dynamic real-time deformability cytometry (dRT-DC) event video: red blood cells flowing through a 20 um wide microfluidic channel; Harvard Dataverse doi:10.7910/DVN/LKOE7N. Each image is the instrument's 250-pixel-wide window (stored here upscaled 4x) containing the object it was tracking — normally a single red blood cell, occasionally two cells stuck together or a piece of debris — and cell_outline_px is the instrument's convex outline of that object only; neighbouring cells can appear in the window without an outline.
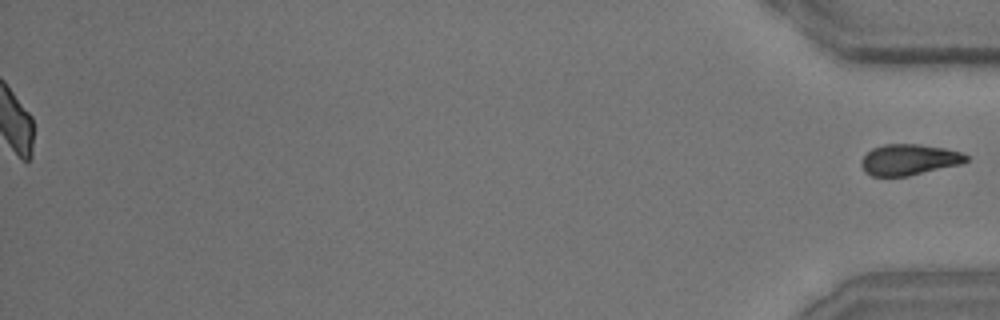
{"species": "common noctule bat (a hibernating species)", "species_latin": "Nyctalus noctula", "temperature_condition": "room temperature", "stored_images_in_passage": 50, "segment_of_instrument_passage": [2, 2], "camera_frame_rate_fps": 3000, "um_per_image_px": 0.085, "animal": {"sex": "male", "body_mass_g": 15.6}, "frame": {"image": 1, "passage_image": 50, "time_ms": 16.333, "image_size_px": [1000, 320], "cell_outline_px": [[968, 160], [960, 164], [908, 176], [872, 176], [864, 172], [860, 164], [860, 160], [872, 148], [884, 144], [920, 144], [944, 148], [960, 152], [968, 156]], "centroid_in_image_um": [77.23, 13.57], "position_along_channel_um": 358.0, "area_um2": 18.9}}